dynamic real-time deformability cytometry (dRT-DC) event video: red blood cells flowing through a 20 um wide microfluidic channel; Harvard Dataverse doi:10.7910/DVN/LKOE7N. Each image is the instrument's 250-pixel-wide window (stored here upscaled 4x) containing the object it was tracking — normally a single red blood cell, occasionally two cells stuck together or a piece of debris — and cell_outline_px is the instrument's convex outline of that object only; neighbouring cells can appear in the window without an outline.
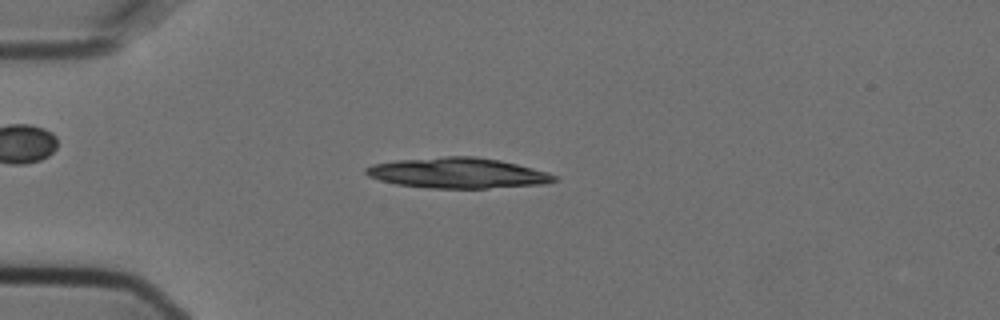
{"species": "Egyptian fruit bat (a non-hibernating species)", "species_latin": "Rousettus aegyptiacus", "temperature_condition": "cold", "stored_images_in_passage": 54, "camera_frame_rate_fps": 3000, "um_per_image_px": 0.085, "animal": {"sex": "female"}, "frame": {"image": 1, "passage_image": 13, "time_ms": 4.0, "image_size_px": [1000, 320], "cell_outline_px": [[556, 180], [544, 184], [488, 188], [432, 188], [396, 184], [380, 180], [368, 176], [364, 172], [364, 168], [372, 164], [396, 160], [444, 156], [472, 156], [500, 160], [532, 168], [556, 176]], "centroid_in_image_um": [38.85, 14.7], "position_along_channel_um": 46.2, "area_um2": 33.23}}